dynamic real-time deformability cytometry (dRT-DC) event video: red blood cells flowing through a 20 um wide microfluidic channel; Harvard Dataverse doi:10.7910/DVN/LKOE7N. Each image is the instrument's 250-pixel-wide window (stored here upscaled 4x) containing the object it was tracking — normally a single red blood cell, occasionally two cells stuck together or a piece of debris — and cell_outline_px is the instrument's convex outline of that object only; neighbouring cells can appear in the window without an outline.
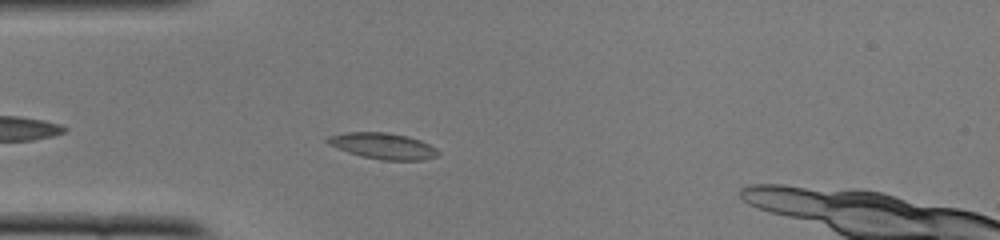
{"species": "common noctule bat (a hibernating species)", "species_latin": "Nyctalus noctula", "temperature_condition": "cold", "stored_images_in_passage": 33, "camera_frame_rate_fps": 3000, "um_per_image_px": 0.085, "animal": {"sex": "female", "body_mass_g": 22.0, "forearm_length_mm": 56.7}, "frame": {"image": 1, "passage_image": 5, "time_ms": 1.333, "image_size_px": [1000, 240], "cell_outline_px": [[440, 152], [436, 156], [424, 160], [380, 160], [348, 152], [328, 144], [324, 140], [328, 136], [344, 132], [384, 132], [408, 136], [420, 140], [436, 148]], "centroid_in_image_um": [32.54, 12.4], "position_along_channel_um": 52.5, "area_um2": 16.76}}
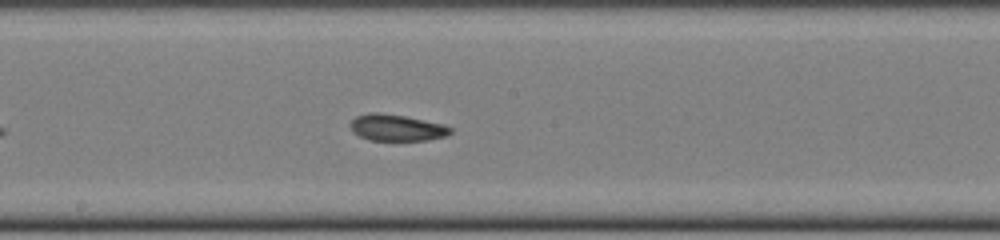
{"frame": {"image": 2, "passage_image": 18, "time_ms": 5.667, "image_size_px": [1000, 240], "cell_outline_px": [[452, 132], [448, 136], [428, 140], [368, 140], [352, 132], [348, 124], [356, 116], [368, 112], [380, 112], [404, 116], [444, 124], [452, 128]], "centroid_in_image_um": [33.7, 10.85], "position_along_channel_um": 214.5, "area_um2": 15.66}}
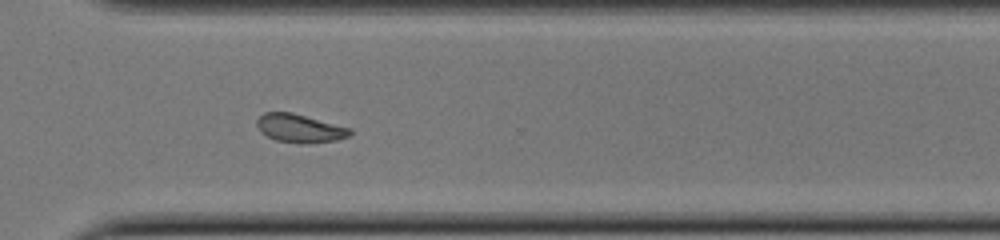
{"frame": {"image": 3, "passage_image": 28, "time_ms": 9.0, "image_size_px": [1000, 240], "cell_outline_px": [[352, 132], [348, 136], [336, 140], [308, 144], [300, 144], [276, 140], [260, 132], [256, 124], [256, 120], [264, 112], [292, 112], [352, 128]], "centroid_in_image_um": [25.48, 10.91], "position_along_channel_um": 345.1, "area_um2": 15.55}, "authors_computed_cell_mechanics": {"area_um2": 15.5482, "velocity_mm_per_s": 3.8932, "shape_relaxation_time_tau1_ms": null, "shape_relaxation_time_tau2_ms": 4.4248, "deformation_change_tau1": null, "deformation_change_tau2": 0.0811}}